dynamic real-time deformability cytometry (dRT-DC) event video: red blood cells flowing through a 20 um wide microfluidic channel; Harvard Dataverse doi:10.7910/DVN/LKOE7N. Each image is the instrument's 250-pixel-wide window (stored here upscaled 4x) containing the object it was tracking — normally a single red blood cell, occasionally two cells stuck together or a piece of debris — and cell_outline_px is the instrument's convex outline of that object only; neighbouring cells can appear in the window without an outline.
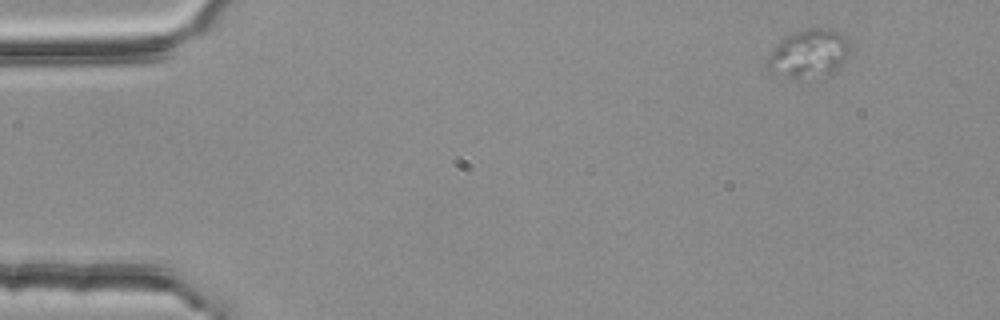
{"species": "common noctule bat (a hibernating species)", "species_latin": "Nyctalus noctula", "temperature_condition": "room temperature", "stored_images_in_passage": 3, "camera_frame_rate_fps": 3000, "um_per_image_px": 0.085, "animal": {"sex": "female", "body_mass_g": 25.1}, "frame": {"image": 1, "passage_image": 1, "time_ms": 0.0, "image_size_px": [1000, 320], "cell_outline_px": [[848, 56], [832, 76], [796, 80], [792, 80], [768, 68], [764, 64], [772, 48], [784, 36], [808, 28], [828, 28], [840, 32], [848, 40]], "centroid_in_image_um": [68.74, 4.59], "position_along_channel_um": 16.3, "area_um2": 23.81}}
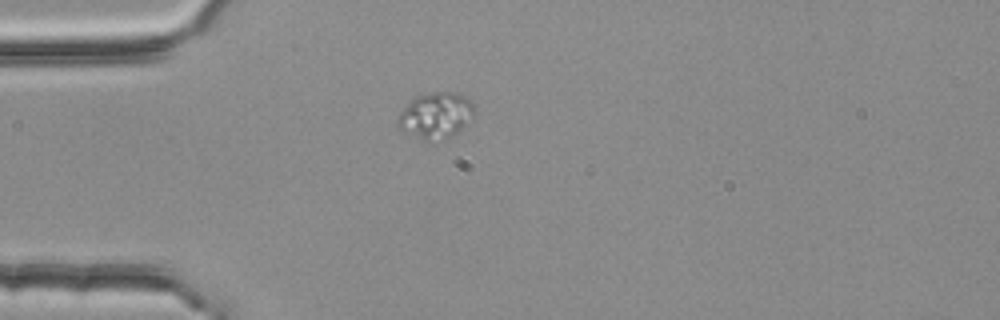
{"frame": {"image": 2, "passage_image": 3, "time_ms": 0.667, "image_size_px": [1000, 320], "cell_outline_px": [[476, 112], [452, 136], [444, 140], [424, 140], [396, 128], [396, 120], [400, 112], [416, 96], [436, 92], [460, 92], [472, 104]], "centroid_in_image_um": [37.01, 9.81], "position_along_channel_um": 48.0, "area_um2": 20.29}}